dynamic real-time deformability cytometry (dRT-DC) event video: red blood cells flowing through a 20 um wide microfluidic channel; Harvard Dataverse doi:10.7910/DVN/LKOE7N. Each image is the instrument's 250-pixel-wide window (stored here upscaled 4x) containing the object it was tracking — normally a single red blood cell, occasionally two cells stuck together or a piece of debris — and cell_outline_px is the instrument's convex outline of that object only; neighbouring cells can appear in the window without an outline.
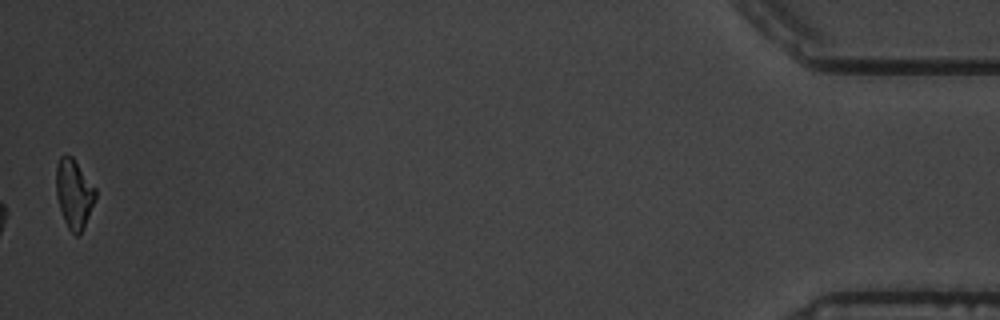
{"species": "common noctule bat (a hibernating species)", "species_latin": "Nyctalus noctula", "temperature_condition": "warm", "stored_images_in_passage": 41, "camera_frame_rate_fps": 3000, "um_per_image_px": 0.085, "animal": {"sex": "male", "body_mass_g": 19.5, "forearm_length_mm": 54.6}, "frame": {"image": 1, "passage_image": 41, "time_ms": 13.333, "image_size_px": [1000, 320], "cell_outline_px": [[96, 200], [80, 232], [76, 236], [68, 228], [64, 220], [56, 196], [56, 164], [60, 156], [64, 152], [72, 156], [96, 188]], "centroid_in_image_um": [6.28, 16.4], "position_along_channel_um": 428.9, "area_um2": 15.84}, "authors_computed_cell_mechanics": {"area_um2": 15.7216, "velocity_mm_per_s": 3.5327, "shape_relaxation_time_tau1_ms": 2.6381, "shape_relaxation_time_tau2_ms": 3.7831, "deformation_change_tau1": 0.1397, "deformation_change_tau2": 0.0869}}